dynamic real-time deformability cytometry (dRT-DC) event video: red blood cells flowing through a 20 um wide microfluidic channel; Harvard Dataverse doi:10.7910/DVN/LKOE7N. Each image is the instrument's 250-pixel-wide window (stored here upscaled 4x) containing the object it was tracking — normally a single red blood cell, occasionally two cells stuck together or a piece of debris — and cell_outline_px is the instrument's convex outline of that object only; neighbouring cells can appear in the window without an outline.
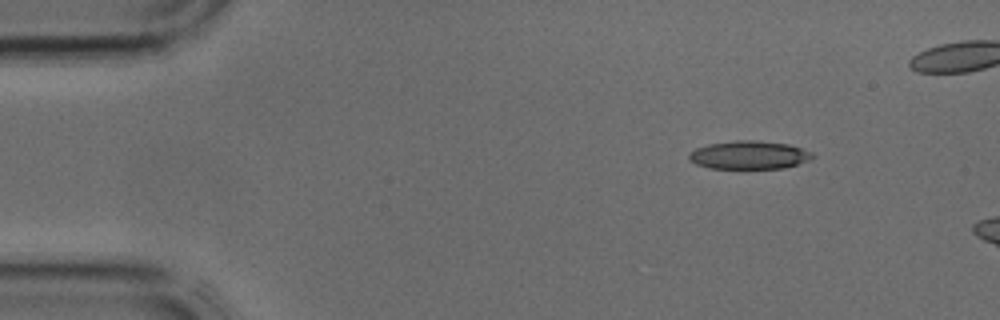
{"species": "common noctule bat (a hibernating species)", "species_latin": "Nyctalus noctula", "temperature_condition": "cold", "stored_images_in_passage": 4, "camera_frame_rate_fps": 3000, "um_per_image_px": 0.085, "animal": {"sex": "male", "body_mass_g": 17.9, "forearm_length_mm": 54.2}, "frame": {"image": 1, "passage_image": 2, "time_ms": 0.333, "image_size_px": [1000, 320], "cell_outline_px": [[816, 156], [808, 160], [784, 168], [708, 168], [696, 164], [688, 156], [688, 152], [696, 148], [708, 144], [736, 140], [756, 140], [788, 144], [812, 152]], "centroid_in_image_um": [63.66, 13.17], "position_along_channel_um": 21.3, "area_um2": 20.23}}